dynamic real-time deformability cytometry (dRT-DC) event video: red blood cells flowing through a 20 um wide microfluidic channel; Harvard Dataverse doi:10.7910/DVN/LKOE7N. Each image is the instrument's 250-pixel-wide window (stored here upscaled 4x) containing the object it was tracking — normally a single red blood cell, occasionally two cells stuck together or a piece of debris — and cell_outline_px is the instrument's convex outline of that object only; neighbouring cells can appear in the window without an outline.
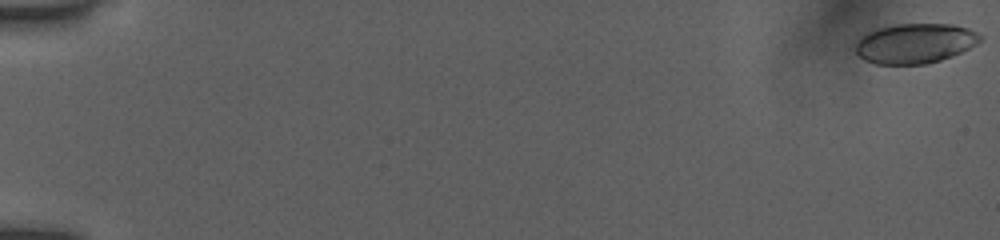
{"species": "human", "species_latin": "Homo sapiens", "temperature_condition": "room temperature", "stored_images_in_passage": 52, "camera_frame_rate_fps": 3000, "um_per_image_px": 0.085, "donor": {"sex": "female"}, "frame": {"image": 1, "passage_image": 1, "time_ms": 0.0, "image_size_px": [1000, 240], "cell_outline_px": [[984, 40], [952, 56], [940, 60], [924, 64], [876, 64], [864, 60], [856, 52], [856, 44], [868, 32], [880, 28], [896, 24], [952, 24], [968, 28], [984, 36]], "centroid_in_image_um": [77.83, 3.69], "position_along_channel_um": 7.2, "area_um2": 28.78}}
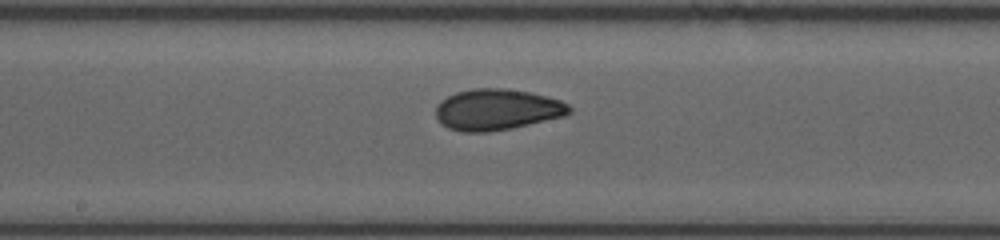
{"frame": {"image": 2, "passage_image": 31, "time_ms": 10.0, "image_size_px": [1000, 240], "cell_outline_px": [[572, 112], [564, 116], [512, 128], [488, 132], [460, 132], [448, 128], [436, 116], [436, 104], [440, 100], [456, 92], [472, 88], [504, 88], [528, 92], [560, 100], [568, 104], [572, 108]], "centroid_in_image_um": [42.23, 9.31], "position_along_channel_um": 206.0, "area_um2": 31.96}}
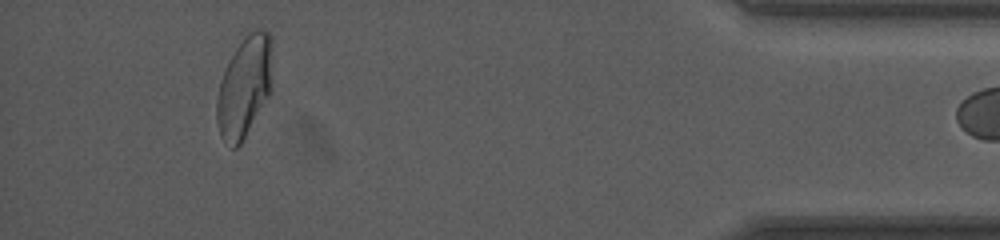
{"frame": {"image": 3, "passage_image": 51, "time_ms": 16.667, "image_size_px": [1000, 240], "cell_outline_px": [[272, 92], [240, 144], [236, 148], [232, 148], [220, 136], [216, 120], [216, 100], [220, 80], [236, 48], [244, 36], [260, 28], [268, 32], [272, 36]], "centroid_in_image_um": [20.8, 7.38], "position_along_channel_um": 414.4, "area_um2": 32.95}}